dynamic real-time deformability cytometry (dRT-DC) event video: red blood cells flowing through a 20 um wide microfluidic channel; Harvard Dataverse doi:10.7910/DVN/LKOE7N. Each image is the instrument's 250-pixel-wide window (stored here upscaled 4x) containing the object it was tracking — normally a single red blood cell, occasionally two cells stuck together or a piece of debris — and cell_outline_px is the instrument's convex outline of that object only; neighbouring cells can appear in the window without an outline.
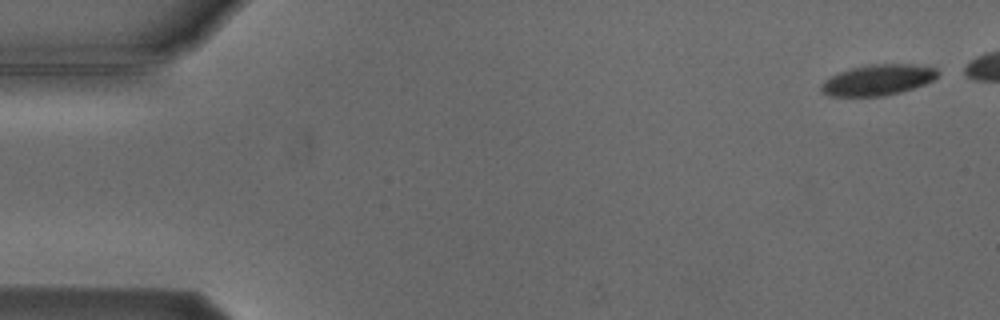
{"species": "Egyptian fruit bat (a non-hibernating species)", "species_latin": "Rousettus aegyptiacus", "temperature_condition": "cold", "stored_images_in_passage": 5, "camera_frame_rate_fps": 3000, "um_per_image_px": 0.085, "animal": {"sex": "male"}, "frame": {"image": 1, "passage_image": 1, "time_ms": 0.0, "image_size_px": [1000, 320], "cell_outline_px": [[940, 72], [932, 80], [924, 84], [900, 92], [884, 96], [832, 96], [824, 92], [820, 88], [820, 84], [824, 80], [840, 72], [852, 68], [868, 64], [912, 64], [936, 68]], "centroid_in_image_um": [74.62, 6.79], "position_along_channel_um": 10.4, "area_um2": 20.69}}